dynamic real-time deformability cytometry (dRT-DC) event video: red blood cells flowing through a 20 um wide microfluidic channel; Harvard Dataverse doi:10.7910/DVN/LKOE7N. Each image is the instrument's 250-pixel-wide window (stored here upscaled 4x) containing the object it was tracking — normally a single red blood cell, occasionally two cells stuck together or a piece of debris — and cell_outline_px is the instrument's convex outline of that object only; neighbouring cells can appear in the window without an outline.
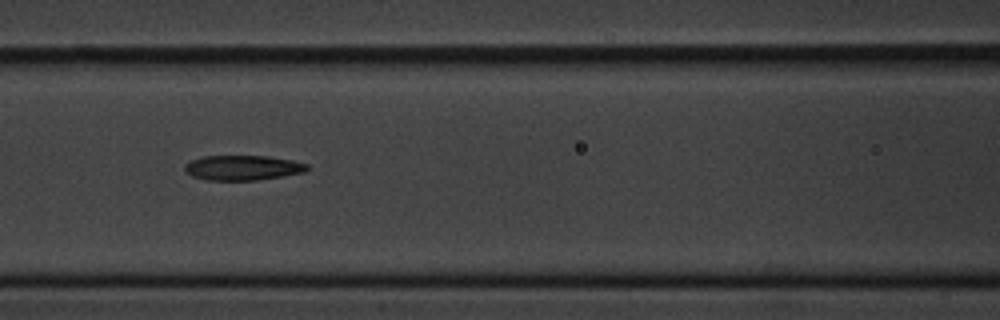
{"species": "common noctule bat (a hibernating species)", "species_latin": "Nyctalus noctula", "temperature_condition": "cold", "stored_images_in_passage": 9, "camera_frame_rate_fps": 3000, "um_per_image_px": 0.085, "animal": {"sex": "male", "body_mass_g": 20.1, "forearm_length_mm": 53.5}, "frame": {"image": 1, "passage_image": 6, "time_ms": 6.667, "image_size_px": [1000, 320], "cell_outline_px": [[308, 168], [304, 172], [284, 176], [256, 180], [208, 180], [192, 176], [184, 172], [184, 164], [188, 160], [204, 156], [268, 156], [292, 160], [308, 164]], "centroid_in_image_um": [20.58, 14.25], "position_along_channel_um": 146.0, "area_um2": 17.92}}
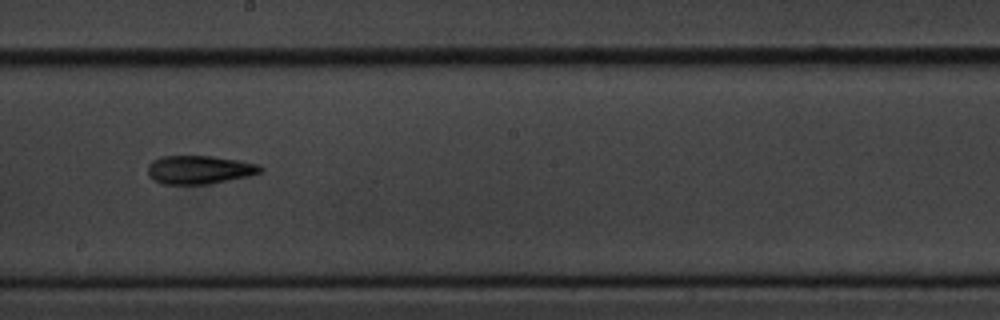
{"frame": {"image": 2, "passage_image": 8, "time_ms": 9.0, "image_size_px": [1000, 320], "cell_outline_px": [[264, 168], [260, 172], [248, 176], [212, 184], [164, 184], [152, 180], [148, 172], [148, 164], [152, 160], [160, 156], [212, 156], [260, 164]], "centroid_in_image_um": [16.93, 14.43], "position_along_channel_um": 231.3, "area_um2": 18.79}}
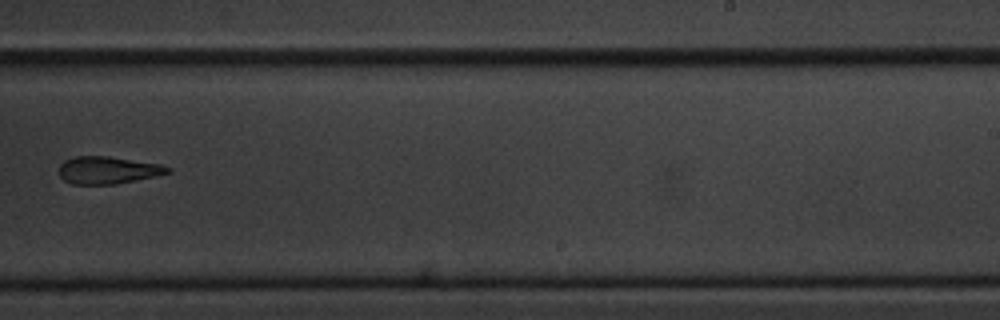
{"frame": {"image": 3, "passage_image": 9, "time_ms": 10.333, "image_size_px": [1000, 320], "cell_outline_px": [[172, 172], [156, 176], [116, 184], [72, 184], [64, 180], [60, 176], [60, 164], [64, 160], [72, 156], [108, 156], [160, 164], [172, 168]], "centroid_in_image_um": [9.17, 14.46], "position_along_channel_um": 279.8, "area_um2": 17.4}}